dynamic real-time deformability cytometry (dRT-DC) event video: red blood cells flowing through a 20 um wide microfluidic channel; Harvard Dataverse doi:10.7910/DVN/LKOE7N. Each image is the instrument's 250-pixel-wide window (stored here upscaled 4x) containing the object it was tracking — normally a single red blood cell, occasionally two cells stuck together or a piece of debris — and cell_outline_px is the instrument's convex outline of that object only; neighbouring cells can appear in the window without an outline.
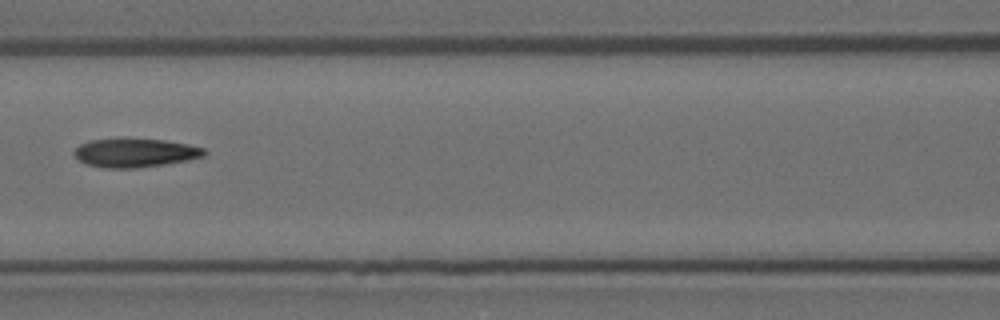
{"species": "Egyptian fruit bat (a non-hibernating species)", "species_latin": "Rousettus aegyptiacus", "temperature_condition": "room temperature", "stored_images_in_passage": 6, "camera_frame_rate_fps": 3000, "um_per_image_px": 0.085, "animal": {"sex": "female"}, "frame": {"image": 1, "passage_image": 6, "time_ms": 1.667, "image_size_px": [1000, 320], "cell_outline_px": [[208, 152], [204, 156], [188, 160], [164, 164], [136, 168], [104, 168], [88, 164], [80, 160], [72, 152], [80, 144], [92, 140], [116, 136], [128, 136], [164, 140], [188, 144], [204, 148]], "centroid_in_image_um": [11.48, 12.94], "position_along_channel_um": 155.1, "area_um2": 22.48}}